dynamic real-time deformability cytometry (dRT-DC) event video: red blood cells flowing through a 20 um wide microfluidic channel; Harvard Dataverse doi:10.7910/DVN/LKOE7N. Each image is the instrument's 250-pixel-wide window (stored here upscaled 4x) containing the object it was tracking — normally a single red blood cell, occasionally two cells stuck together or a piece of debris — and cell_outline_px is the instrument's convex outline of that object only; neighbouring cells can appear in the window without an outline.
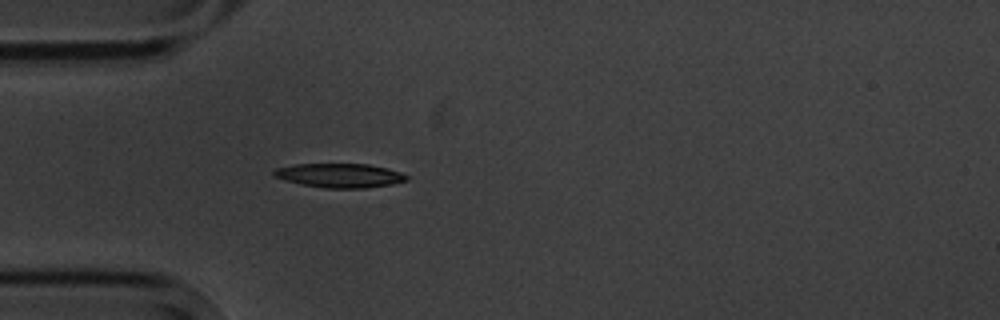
{"species": "common noctule bat (a hibernating species)", "species_latin": "Nyctalus noctula", "temperature_condition": "cold", "stored_images_in_passage": 5, "camera_frame_rate_fps": 3000, "um_per_image_px": 0.085, "animal": {"sex": "male", "body_mass_g": 20.1, "forearm_length_mm": 53.5}, "frame": {"image": 1, "passage_image": 5, "time_ms": 4.667, "image_size_px": [1000, 320], "cell_outline_px": [[408, 180], [392, 184], [364, 188], [324, 188], [300, 184], [284, 180], [272, 176], [272, 172], [276, 168], [296, 164], [368, 164], [388, 168], [400, 172], [408, 176]], "centroid_in_image_um": [28.86, 14.91], "position_along_channel_um": 56.1, "area_um2": 18.73}}